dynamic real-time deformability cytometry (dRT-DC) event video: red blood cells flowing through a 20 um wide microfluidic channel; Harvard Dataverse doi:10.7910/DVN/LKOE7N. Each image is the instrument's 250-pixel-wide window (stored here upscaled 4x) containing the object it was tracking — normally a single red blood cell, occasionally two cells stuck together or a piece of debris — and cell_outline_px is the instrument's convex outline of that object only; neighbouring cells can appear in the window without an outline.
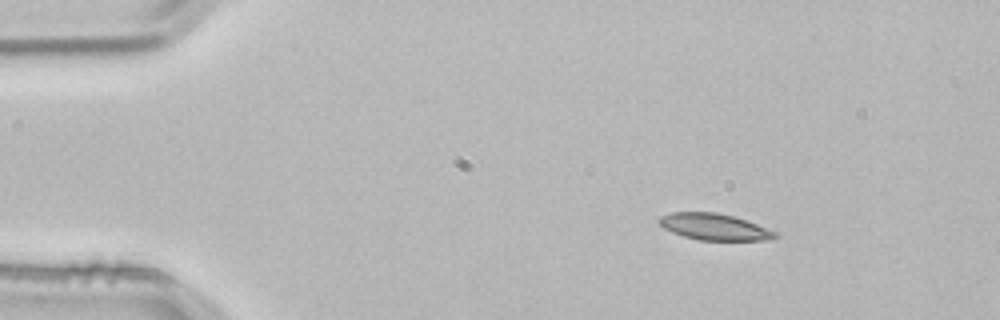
{"species": "common noctule bat (a hibernating species)", "species_latin": "Nyctalus noctula", "temperature_condition": "room temperature", "stored_images_in_passage": 2, "camera_frame_rate_fps": 3000, "um_per_image_px": 0.085, "animal": {"sex": "male", "body_mass_g": 21.5, "forearm_length_mm": 52.0}, "frame": {"image": 1, "passage_image": 1, "time_ms": 0.0, "image_size_px": [1000, 320], "cell_outline_px": [[780, 236], [768, 240], [700, 240], [684, 236], [672, 232], [664, 228], [656, 220], [660, 216], [672, 212], [716, 212], [732, 216], [756, 224], [776, 232]], "centroid_in_image_um": [60.69, 19.28], "position_along_channel_um": 24.3, "area_um2": 17.74}}